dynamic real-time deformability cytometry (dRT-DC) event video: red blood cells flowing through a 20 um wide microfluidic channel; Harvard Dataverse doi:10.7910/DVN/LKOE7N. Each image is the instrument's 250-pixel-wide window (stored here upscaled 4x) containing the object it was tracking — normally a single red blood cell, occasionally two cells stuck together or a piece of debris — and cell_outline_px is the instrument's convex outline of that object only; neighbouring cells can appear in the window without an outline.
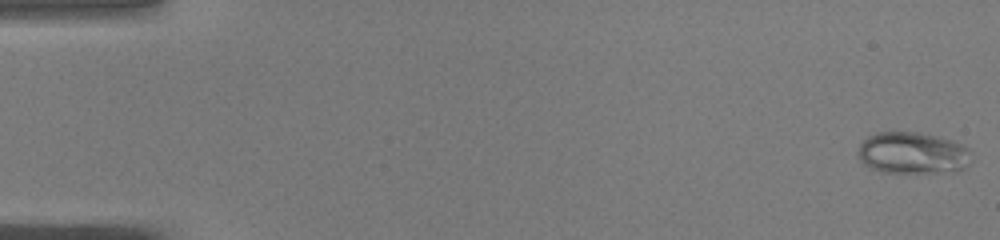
{"species": "common noctule bat (a hibernating species)", "species_latin": "Nyctalus noctula", "temperature_condition": "warm", "stored_images_in_passage": 47, "camera_frame_rate_fps": 3000, "um_per_image_px": 0.085, "animal": {"sex": "male", "body_mass_g": 19.0, "forearm_length_mm": 50.8}, "frame": {"image": 1, "passage_image": 1, "time_ms": 0.0, "image_size_px": [1000, 240], "cell_outline_px": [[972, 152], [968, 164], [964, 168], [956, 172], [880, 172], [868, 168], [860, 160], [856, 152], [860, 144], [868, 136], [876, 132], [920, 132], [952, 140], [968, 148]], "centroid_in_image_um": [77.55, 13.01], "position_along_channel_um": 7.4, "area_um2": 27.86}}
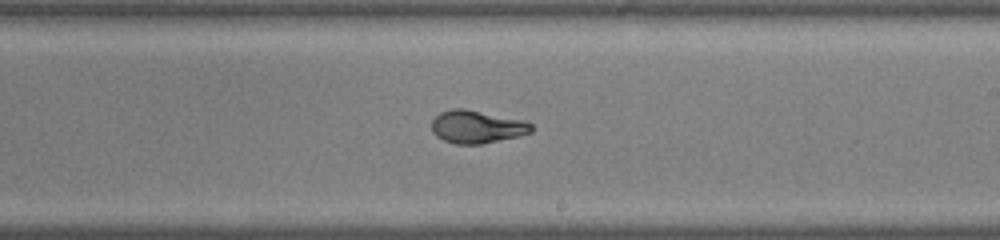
{"frame": {"image": 2, "passage_image": 30, "time_ms": 9.667, "image_size_px": [1000, 240], "cell_outline_px": [[532, 132], [520, 136], [480, 144], [456, 144], [444, 140], [436, 136], [432, 132], [432, 120], [440, 112], [452, 108], [464, 108], [524, 120], [532, 124]], "centroid_in_image_um": [40.53, 10.77], "position_along_channel_um": 248.5, "area_um2": 19.13}}
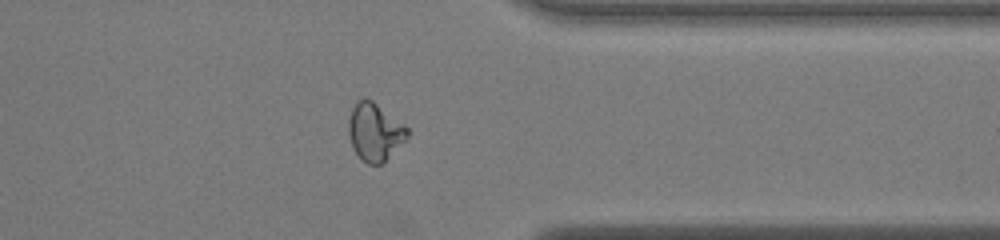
{"frame": {"image": 3, "passage_image": 40, "time_ms": 13.0, "image_size_px": [1000, 240], "cell_outline_px": [[408, 140], [384, 164], [368, 164], [352, 148], [348, 132], [348, 120], [352, 108], [356, 100], [364, 96], [372, 100], [404, 124], [408, 128]], "centroid_in_image_um": [31.88, 11.21], "position_along_channel_um": 379.5, "area_um2": 20.23}}